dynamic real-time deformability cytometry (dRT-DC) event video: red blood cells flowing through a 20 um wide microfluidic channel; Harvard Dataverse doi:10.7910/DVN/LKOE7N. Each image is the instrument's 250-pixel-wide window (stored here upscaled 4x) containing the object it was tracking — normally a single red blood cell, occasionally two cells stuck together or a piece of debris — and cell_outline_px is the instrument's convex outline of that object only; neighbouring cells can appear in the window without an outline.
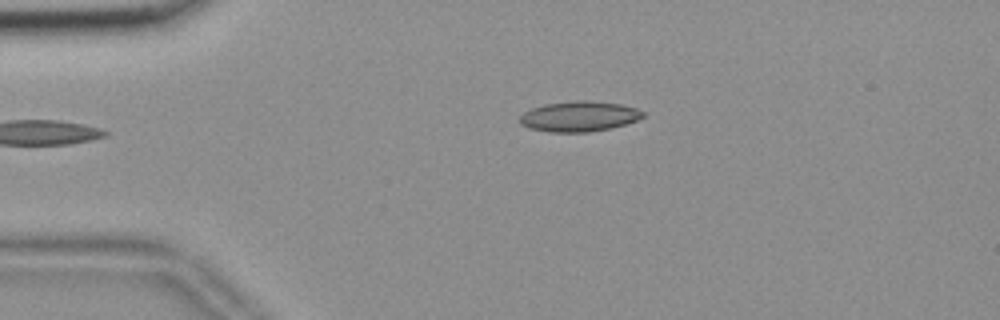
{"species": "common noctule bat (a hibernating species)", "species_latin": "Nyctalus noctula", "temperature_condition": "room temperature", "stored_images_in_passage": 37, "camera_frame_rate_fps": 3000, "um_per_image_px": 0.085, "animal": {"sex": "female", "body_mass_g": 18.4}, "frame": {"image": 1, "passage_image": 1, "time_ms": 0.0, "image_size_px": [1000, 320], "cell_outline_px": [[644, 116], [636, 120], [612, 128], [588, 132], [548, 132], [528, 128], [520, 124], [520, 116], [524, 112], [532, 108], [544, 104], [576, 100], [588, 100], [620, 104], [636, 108], [644, 112]], "centroid_in_image_um": [49.2, 9.89], "position_along_channel_um": 35.8, "area_um2": 21.79}}
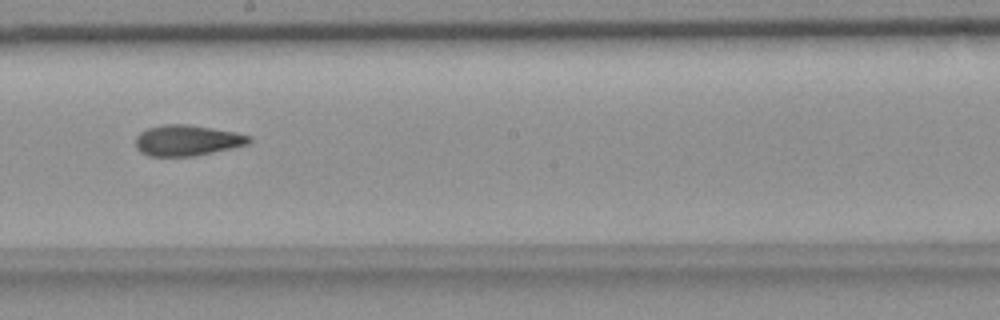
{"frame": {"image": 2, "passage_image": 20, "time_ms": 6.333, "image_size_px": [1000, 320], "cell_outline_px": [[252, 140], [248, 144], [232, 148], [192, 156], [148, 156], [140, 152], [136, 148], [136, 136], [140, 132], [148, 128], [164, 124], [188, 124], [236, 132], [252, 136]], "centroid_in_image_um": [15.9, 11.93], "position_along_channel_um": 232.3, "area_um2": 20.4}}
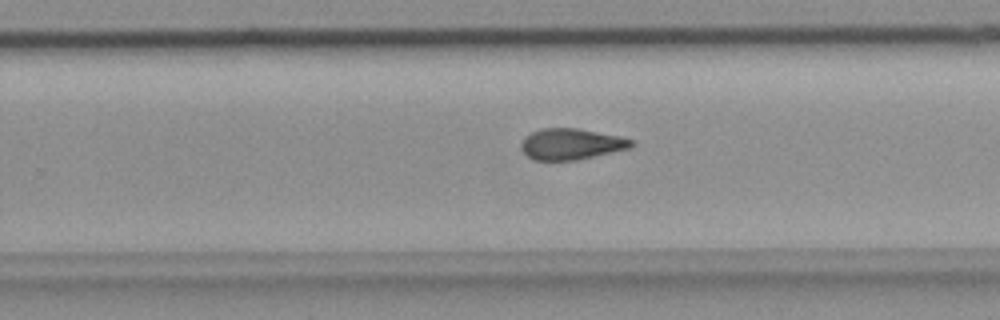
{"frame": {"image": 3, "passage_image": 24, "time_ms": 7.667, "image_size_px": [1000, 320], "cell_outline_px": [[636, 144], [632, 148], [576, 160], [536, 160], [528, 156], [520, 148], [520, 144], [524, 136], [540, 128], [576, 128], [620, 136], [632, 140]], "centroid_in_image_um": [48.56, 12.24], "position_along_channel_um": 281.2, "area_um2": 20.06}, "authors_computed_cell_mechanics": {"area_um2": 20.4034, "velocity_mm_per_s": 3.6819, "shape_relaxation_time_tau1_ms": null, "shape_relaxation_time_tau2_ms": 3.8713, "deformation_change_tau1": null, "deformation_change_tau2": 0.11}}